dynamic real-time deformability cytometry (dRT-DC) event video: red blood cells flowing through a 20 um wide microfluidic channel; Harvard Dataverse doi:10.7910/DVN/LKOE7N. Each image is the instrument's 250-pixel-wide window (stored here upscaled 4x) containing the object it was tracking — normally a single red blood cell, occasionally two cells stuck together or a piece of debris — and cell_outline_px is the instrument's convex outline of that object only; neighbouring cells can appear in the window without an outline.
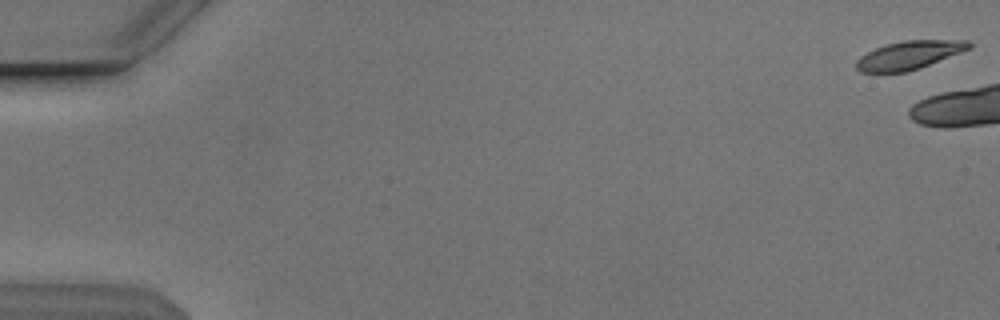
{"species": "Egyptian fruit bat (a non-hibernating species)", "species_latin": "Rousettus aegyptiacus", "temperature_condition": "cold", "stored_images_in_passage": 7, "camera_frame_rate_fps": 3000, "um_per_image_px": 0.085, "animal": {"sex": "male"}, "frame": {"image": 1, "passage_image": 1, "time_ms": 0.0, "image_size_px": [1000, 320], "cell_outline_px": [[972, 48], [920, 68], [908, 72], [860, 72], [856, 68], [856, 60], [860, 56], [876, 48], [888, 44], [904, 40], [968, 40], [972, 44]], "centroid_in_image_um": [77.3, 4.69], "position_along_channel_um": 7.7, "area_um2": 18.61}}